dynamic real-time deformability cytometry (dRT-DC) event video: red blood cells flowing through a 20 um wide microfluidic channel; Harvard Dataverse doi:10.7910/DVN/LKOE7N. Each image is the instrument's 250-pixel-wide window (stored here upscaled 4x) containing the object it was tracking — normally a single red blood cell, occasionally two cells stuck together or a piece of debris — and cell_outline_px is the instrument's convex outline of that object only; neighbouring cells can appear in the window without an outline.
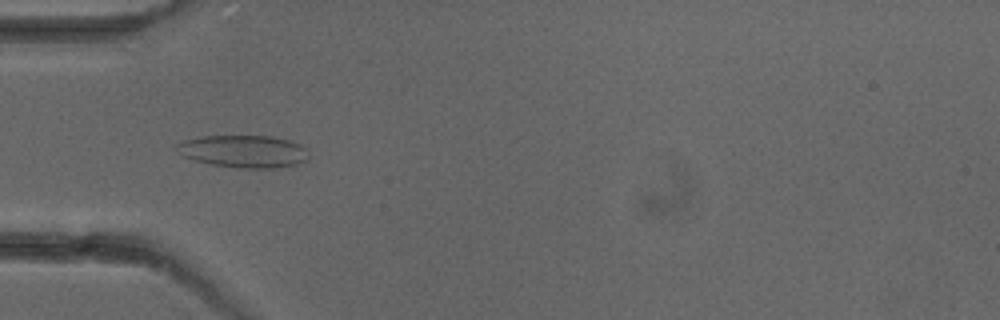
{"species": "common noctule bat (a hibernating species)", "species_latin": "Nyctalus noctula", "temperature_condition": "cold", "stored_images_in_passage": 7, "camera_frame_rate_fps": 3000, "um_per_image_px": 0.085, "animal": {"sex": "female"}, "frame": {"image": 1, "passage_image": 5, "time_ms": 5.0, "image_size_px": [1000, 320], "cell_outline_px": [[308, 160], [296, 164], [276, 168], [240, 168], [212, 164], [192, 160], [180, 156], [172, 148], [180, 140], [200, 136], [272, 136], [292, 140], [308, 148]], "centroid_in_image_um": [20.65, 12.85], "position_along_channel_um": 64.3, "area_um2": 25.61}}
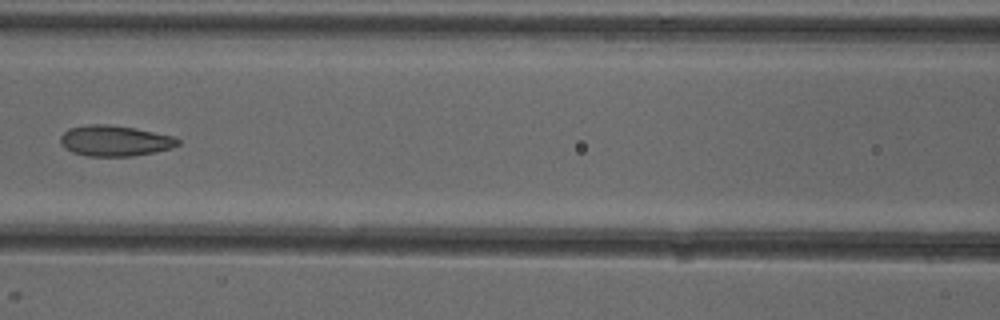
{"frame": {"image": 2, "passage_image": 7, "time_ms": 7.333, "image_size_px": [1000, 320], "cell_outline_px": [[180, 144], [172, 148], [156, 152], [132, 156], [88, 156], [72, 152], [64, 148], [60, 144], [60, 136], [68, 128], [88, 124], [108, 124], [136, 128], [172, 136], [180, 140]], "centroid_in_image_um": [9.74, 11.96], "position_along_channel_um": 156.9, "area_um2": 21.21}}